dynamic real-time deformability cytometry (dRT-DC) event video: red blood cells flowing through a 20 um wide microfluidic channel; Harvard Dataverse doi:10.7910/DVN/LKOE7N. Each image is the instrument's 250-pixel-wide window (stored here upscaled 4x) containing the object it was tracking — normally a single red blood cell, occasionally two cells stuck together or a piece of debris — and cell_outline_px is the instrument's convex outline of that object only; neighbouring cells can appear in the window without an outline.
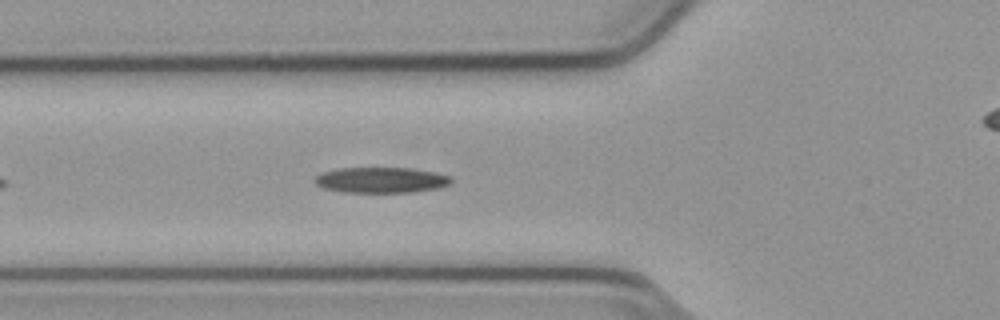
{"species": "common noctule bat (a hibernating species)", "species_latin": "Nyctalus noctula", "temperature_condition": "cold", "stored_images_in_passage": 14, "camera_frame_rate_fps": 3000, "um_per_image_px": 0.085, "animal": {"sex": "male", "body_mass_g": 23.1, "forearm_length_mm": 52.7}, "frame": {"image": 1, "passage_image": 7, "time_ms": 2.0, "image_size_px": [1000, 320], "cell_outline_px": [[452, 180], [448, 184], [440, 188], [412, 192], [344, 192], [324, 188], [316, 184], [312, 180], [320, 172], [336, 168], [408, 168], [436, 172], [448, 176]], "centroid_in_image_um": [32.34, 15.3], "position_along_channel_um": 93.5, "area_um2": 20.4}}
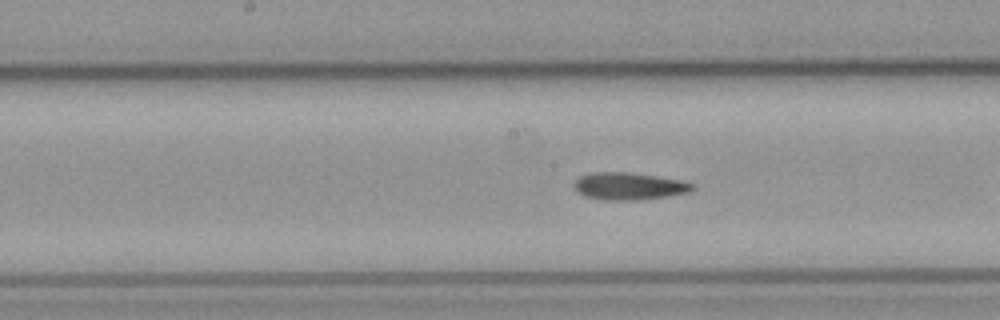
{"frame": {"image": 2, "passage_image": 12, "time_ms": 3.667, "image_size_px": [1000, 320], "cell_outline_px": [[696, 188], [688, 192], [668, 196], [644, 200], [604, 200], [584, 196], [576, 192], [572, 184], [580, 176], [592, 172], [632, 172], [684, 180], [696, 184]], "centroid_in_image_um": [53.49, 15.82], "position_along_channel_um": 194.7, "area_um2": 19.31}}